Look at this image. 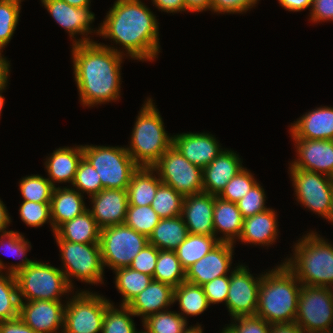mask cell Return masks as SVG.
Listing matches in <instances>:
<instances>
[{"mask_svg":"<svg viewBox=\"0 0 333 333\" xmlns=\"http://www.w3.org/2000/svg\"><path fill=\"white\" fill-rule=\"evenodd\" d=\"M74 80L83 107L120 99L124 52L97 41L72 45Z\"/></svg>","mask_w":333,"mask_h":333,"instance_id":"6da1fadb","label":"cell"},{"mask_svg":"<svg viewBox=\"0 0 333 333\" xmlns=\"http://www.w3.org/2000/svg\"><path fill=\"white\" fill-rule=\"evenodd\" d=\"M65 307L62 301L23 300L20 301L19 318L35 332L62 333Z\"/></svg>","mask_w":333,"mask_h":333,"instance_id":"2e32d148","label":"cell"},{"mask_svg":"<svg viewBox=\"0 0 333 333\" xmlns=\"http://www.w3.org/2000/svg\"><path fill=\"white\" fill-rule=\"evenodd\" d=\"M301 286L283 262L262 273L256 316L269 324L295 322Z\"/></svg>","mask_w":333,"mask_h":333,"instance_id":"3957f363","label":"cell"},{"mask_svg":"<svg viewBox=\"0 0 333 333\" xmlns=\"http://www.w3.org/2000/svg\"><path fill=\"white\" fill-rule=\"evenodd\" d=\"M173 302L179 303L181 310L179 314L184 317L186 321L187 315H200L210 306L202 286L194 285L186 281L174 288ZM183 314L186 315V317L183 316Z\"/></svg>","mask_w":333,"mask_h":333,"instance_id":"d6a6232c","label":"cell"},{"mask_svg":"<svg viewBox=\"0 0 333 333\" xmlns=\"http://www.w3.org/2000/svg\"><path fill=\"white\" fill-rule=\"evenodd\" d=\"M2 248V251L4 249L5 253L6 251L10 253L11 256H20L22 257L20 263L12 264L11 266L7 265L5 266L3 261L0 258V272H2L4 269L6 273H10L15 275L18 271L26 268L28 265L32 264L35 260H30L26 256V253L31 250L32 246L30 241L25 239L24 235L20 232L10 230L5 233L0 234V249ZM6 248V250H5ZM3 251V252H4ZM3 252H1L3 254ZM7 253V255L9 254ZM16 256V257H17ZM17 257V258H18ZM24 257V258H23Z\"/></svg>","mask_w":333,"mask_h":333,"instance_id":"836d02e7","label":"cell"},{"mask_svg":"<svg viewBox=\"0 0 333 333\" xmlns=\"http://www.w3.org/2000/svg\"><path fill=\"white\" fill-rule=\"evenodd\" d=\"M66 300L62 333H102L107 307L112 303L89 290L76 291Z\"/></svg>","mask_w":333,"mask_h":333,"instance_id":"9c48e42d","label":"cell"},{"mask_svg":"<svg viewBox=\"0 0 333 333\" xmlns=\"http://www.w3.org/2000/svg\"><path fill=\"white\" fill-rule=\"evenodd\" d=\"M14 276L20 301H62V295L73 291L63 271L48 262L36 260Z\"/></svg>","mask_w":333,"mask_h":333,"instance_id":"8992f818","label":"cell"},{"mask_svg":"<svg viewBox=\"0 0 333 333\" xmlns=\"http://www.w3.org/2000/svg\"><path fill=\"white\" fill-rule=\"evenodd\" d=\"M256 183L253 174L247 168H243L227 183L218 197L237 203Z\"/></svg>","mask_w":333,"mask_h":333,"instance_id":"f6af8a7d","label":"cell"},{"mask_svg":"<svg viewBox=\"0 0 333 333\" xmlns=\"http://www.w3.org/2000/svg\"><path fill=\"white\" fill-rule=\"evenodd\" d=\"M326 220L328 222L333 223V197H332V202H331V206H330V211L328 213V216H327Z\"/></svg>","mask_w":333,"mask_h":333,"instance_id":"03108f58","label":"cell"},{"mask_svg":"<svg viewBox=\"0 0 333 333\" xmlns=\"http://www.w3.org/2000/svg\"><path fill=\"white\" fill-rule=\"evenodd\" d=\"M292 138L333 140V107L321 106L291 123Z\"/></svg>","mask_w":333,"mask_h":333,"instance_id":"603a6c76","label":"cell"},{"mask_svg":"<svg viewBox=\"0 0 333 333\" xmlns=\"http://www.w3.org/2000/svg\"><path fill=\"white\" fill-rule=\"evenodd\" d=\"M120 309L111 303L103 319L102 333H136L134 320L135 315L126 305H119ZM116 307V308H115Z\"/></svg>","mask_w":333,"mask_h":333,"instance_id":"ab89813d","label":"cell"},{"mask_svg":"<svg viewBox=\"0 0 333 333\" xmlns=\"http://www.w3.org/2000/svg\"><path fill=\"white\" fill-rule=\"evenodd\" d=\"M83 198L84 196L72 186L71 188L68 186L54 187L50 201L53 234L61 224L72 220L88 209Z\"/></svg>","mask_w":333,"mask_h":333,"instance_id":"4316f807","label":"cell"},{"mask_svg":"<svg viewBox=\"0 0 333 333\" xmlns=\"http://www.w3.org/2000/svg\"><path fill=\"white\" fill-rule=\"evenodd\" d=\"M160 220L151 206L128 205L125 224L148 238Z\"/></svg>","mask_w":333,"mask_h":333,"instance_id":"b9f144b4","label":"cell"},{"mask_svg":"<svg viewBox=\"0 0 333 333\" xmlns=\"http://www.w3.org/2000/svg\"><path fill=\"white\" fill-rule=\"evenodd\" d=\"M136 333H150L148 330H146V328H144V331H138V332H136Z\"/></svg>","mask_w":333,"mask_h":333,"instance_id":"a7ac6f4b","label":"cell"},{"mask_svg":"<svg viewBox=\"0 0 333 333\" xmlns=\"http://www.w3.org/2000/svg\"><path fill=\"white\" fill-rule=\"evenodd\" d=\"M115 272V286L122 295L120 305H128L153 280L152 276L133 270L130 267L119 268Z\"/></svg>","mask_w":333,"mask_h":333,"instance_id":"e575fe53","label":"cell"},{"mask_svg":"<svg viewBox=\"0 0 333 333\" xmlns=\"http://www.w3.org/2000/svg\"><path fill=\"white\" fill-rule=\"evenodd\" d=\"M220 333H231L226 327L222 329V332Z\"/></svg>","mask_w":333,"mask_h":333,"instance_id":"003e7915","label":"cell"},{"mask_svg":"<svg viewBox=\"0 0 333 333\" xmlns=\"http://www.w3.org/2000/svg\"><path fill=\"white\" fill-rule=\"evenodd\" d=\"M186 11L203 12L211 10V0H185Z\"/></svg>","mask_w":333,"mask_h":333,"instance_id":"680465c9","label":"cell"},{"mask_svg":"<svg viewBox=\"0 0 333 333\" xmlns=\"http://www.w3.org/2000/svg\"><path fill=\"white\" fill-rule=\"evenodd\" d=\"M83 157L97 171L104 189L127 190L133 173L139 168L126 146L82 145Z\"/></svg>","mask_w":333,"mask_h":333,"instance_id":"52a82bcc","label":"cell"},{"mask_svg":"<svg viewBox=\"0 0 333 333\" xmlns=\"http://www.w3.org/2000/svg\"><path fill=\"white\" fill-rule=\"evenodd\" d=\"M159 249L147 244L133 259L130 268L153 277Z\"/></svg>","mask_w":333,"mask_h":333,"instance_id":"681fc988","label":"cell"},{"mask_svg":"<svg viewBox=\"0 0 333 333\" xmlns=\"http://www.w3.org/2000/svg\"><path fill=\"white\" fill-rule=\"evenodd\" d=\"M50 16L68 32L73 40L72 45L78 43L93 42L88 34L95 33L99 35L98 30L91 29V24L95 19V14L90 11V7H75L62 0H40ZM82 35L83 38L76 39L75 35ZM75 40H74V39Z\"/></svg>","mask_w":333,"mask_h":333,"instance_id":"9a60e30c","label":"cell"},{"mask_svg":"<svg viewBox=\"0 0 333 333\" xmlns=\"http://www.w3.org/2000/svg\"><path fill=\"white\" fill-rule=\"evenodd\" d=\"M229 285L230 275L217 277L212 281L202 285L209 304H218L222 302L226 304Z\"/></svg>","mask_w":333,"mask_h":333,"instance_id":"f907efd6","label":"cell"},{"mask_svg":"<svg viewBox=\"0 0 333 333\" xmlns=\"http://www.w3.org/2000/svg\"><path fill=\"white\" fill-rule=\"evenodd\" d=\"M0 333H38L26 325L19 317L0 321Z\"/></svg>","mask_w":333,"mask_h":333,"instance_id":"db71d44e","label":"cell"},{"mask_svg":"<svg viewBox=\"0 0 333 333\" xmlns=\"http://www.w3.org/2000/svg\"><path fill=\"white\" fill-rule=\"evenodd\" d=\"M174 288L168 284L152 280L150 284L127 305L142 321L149 315L168 310L174 304Z\"/></svg>","mask_w":333,"mask_h":333,"instance_id":"cb8c5ba5","label":"cell"},{"mask_svg":"<svg viewBox=\"0 0 333 333\" xmlns=\"http://www.w3.org/2000/svg\"><path fill=\"white\" fill-rule=\"evenodd\" d=\"M309 11L313 23L333 21V0H313Z\"/></svg>","mask_w":333,"mask_h":333,"instance_id":"f5cc1de1","label":"cell"},{"mask_svg":"<svg viewBox=\"0 0 333 333\" xmlns=\"http://www.w3.org/2000/svg\"><path fill=\"white\" fill-rule=\"evenodd\" d=\"M19 213L21 220L30 227L38 228L45 223H50L51 230L53 229L50 202L23 201Z\"/></svg>","mask_w":333,"mask_h":333,"instance_id":"bcb514c9","label":"cell"},{"mask_svg":"<svg viewBox=\"0 0 333 333\" xmlns=\"http://www.w3.org/2000/svg\"><path fill=\"white\" fill-rule=\"evenodd\" d=\"M83 157L82 145L60 147L53 151L44 162L48 179L55 187L56 183H73L78 164Z\"/></svg>","mask_w":333,"mask_h":333,"instance_id":"484cf974","label":"cell"},{"mask_svg":"<svg viewBox=\"0 0 333 333\" xmlns=\"http://www.w3.org/2000/svg\"><path fill=\"white\" fill-rule=\"evenodd\" d=\"M6 86H7V84L0 87V116H1V113H2L1 111L3 109L4 102H5V98L2 95V93H3V90L7 89Z\"/></svg>","mask_w":333,"mask_h":333,"instance_id":"e7e4bbea","label":"cell"},{"mask_svg":"<svg viewBox=\"0 0 333 333\" xmlns=\"http://www.w3.org/2000/svg\"><path fill=\"white\" fill-rule=\"evenodd\" d=\"M234 247L232 243L220 242L185 271L186 282L202 286L217 277L230 275Z\"/></svg>","mask_w":333,"mask_h":333,"instance_id":"ac0fdd59","label":"cell"},{"mask_svg":"<svg viewBox=\"0 0 333 333\" xmlns=\"http://www.w3.org/2000/svg\"><path fill=\"white\" fill-rule=\"evenodd\" d=\"M137 115L130 145L129 155L139 167H153L160 157L172 146L173 135L169 136L159 110L151 98H147Z\"/></svg>","mask_w":333,"mask_h":333,"instance_id":"5b68a950","label":"cell"},{"mask_svg":"<svg viewBox=\"0 0 333 333\" xmlns=\"http://www.w3.org/2000/svg\"><path fill=\"white\" fill-rule=\"evenodd\" d=\"M72 186L82 195L87 193L88 197L96 195L104 189L97 171L84 157L78 164Z\"/></svg>","mask_w":333,"mask_h":333,"instance_id":"ee69618b","label":"cell"},{"mask_svg":"<svg viewBox=\"0 0 333 333\" xmlns=\"http://www.w3.org/2000/svg\"><path fill=\"white\" fill-rule=\"evenodd\" d=\"M266 194L258 182L249 190L248 194L245 195L237 202V206L243 219L251 217L255 214L266 211L267 206L265 205Z\"/></svg>","mask_w":333,"mask_h":333,"instance_id":"7dc6e473","label":"cell"},{"mask_svg":"<svg viewBox=\"0 0 333 333\" xmlns=\"http://www.w3.org/2000/svg\"><path fill=\"white\" fill-rule=\"evenodd\" d=\"M161 184L160 177L153 167H139L133 173L127 188L129 205L151 206Z\"/></svg>","mask_w":333,"mask_h":333,"instance_id":"f546056e","label":"cell"},{"mask_svg":"<svg viewBox=\"0 0 333 333\" xmlns=\"http://www.w3.org/2000/svg\"><path fill=\"white\" fill-rule=\"evenodd\" d=\"M142 324L150 333H183L188 326L184 317L170 310L149 315Z\"/></svg>","mask_w":333,"mask_h":333,"instance_id":"f35d334b","label":"cell"},{"mask_svg":"<svg viewBox=\"0 0 333 333\" xmlns=\"http://www.w3.org/2000/svg\"><path fill=\"white\" fill-rule=\"evenodd\" d=\"M75 7H91V0H62Z\"/></svg>","mask_w":333,"mask_h":333,"instance_id":"6125c7cd","label":"cell"},{"mask_svg":"<svg viewBox=\"0 0 333 333\" xmlns=\"http://www.w3.org/2000/svg\"><path fill=\"white\" fill-rule=\"evenodd\" d=\"M321 333H333V330L332 331L321 332Z\"/></svg>","mask_w":333,"mask_h":333,"instance_id":"89a4df30","label":"cell"},{"mask_svg":"<svg viewBox=\"0 0 333 333\" xmlns=\"http://www.w3.org/2000/svg\"><path fill=\"white\" fill-rule=\"evenodd\" d=\"M260 0H211V11L219 14L246 13Z\"/></svg>","mask_w":333,"mask_h":333,"instance_id":"816d5d0a","label":"cell"},{"mask_svg":"<svg viewBox=\"0 0 333 333\" xmlns=\"http://www.w3.org/2000/svg\"><path fill=\"white\" fill-rule=\"evenodd\" d=\"M183 333H204L200 324L187 327Z\"/></svg>","mask_w":333,"mask_h":333,"instance_id":"be15d7a7","label":"cell"},{"mask_svg":"<svg viewBox=\"0 0 333 333\" xmlns=\"http://www.w3.org/2000/svg\"><path fill=\"white\" fill-rule=\"evenodd\" d=\"M313 0H278L279 4L286 10L298 12L311 8Z\"/></svg>","mask_w":333,"mask_h":333,"instance_id":"9f6ffc18","label":"cell"},{"mask_svg":"<svg viewBox=\"0 0 333 333\" xmlns=\"http://www.w3.org/2000/svg\"><path fill=\"white\" fill-rule=\"evenodd\" d=\"M56 242L63 264L60 269L72 288H74L73 278L92 285L104 282L100 243L83 244L66 240H56Z\"/></svg>","mask_w":333,"mask_h":333,"instance_id":"ba28073f","label":"cell"},{"mask_svg":"<svg viewBox=\"0 0 333 333\" xmlns=\"http://www.w3.org/2000/svg\"><path fill=\"white\" fill-rule=\"evenodd\" d=\"M3 50H0V87L8 83L10 77V62L2 54Z\"/></svg>","mask_w":333,"mask_h":333,"instance_id":"91938a15","label":"cell"},{"mask_svg":"<svg viewBox=\"0 0 333 333\" xmlns=\"http://www.w3.org/2000/svg\"><path fill=\"white\" fill-rule=\"evenodd\" d=\"M261 279L262 274L254 277L243 264L231 270L225 305L232 318L256 315Z\"/></svg>","mask_w":333,"mask_h":333,"instance_id":"5bb4252c","label":"cell"},{"mask_svg":"<svg viewBox=\"0 0 333 333\" xmlns=\"http://www.w3.org/2000/svg\"><path fill=\"white\" fill-rule=\"evenodd\" d=\"M21 3L0 0V50L10 42L20 18Z\"/></svg>","mask_w":333,"mask_h":333,"instance_id":"7bdbcfd3","label":"cell"},{"mask_svg":"<svg viewBox=\"0 0 333 333\" xmlns=\"http://www.w3.org/2000/svg\"><path fill=\"white\" fill-rule=\"evenodd\" d=\"M297 202L326 219L333 197V178L299 168H289Z\"/></svg>","mask_w":333,"mask_h":333,"instance_id":"4fadbf2b","label":"cell"},{"mask_svg":"<svg viewBox=\"0 0 333 333\" xmlns=\"http://www.w3.org/2000/svg\"><path fill=\"white\" fill-rule=\"evenodd\" d=\"M302 237L283 263L302 285L333 288V244L314 231Z\"/></svg>","mask_w":333,"mask_h":333,"instance_id":"277c9868","label":"cell"},{"mask_svg":"<svg viewBox=\"0 0 333 333\" xmlns=\"http://www.w3.org/2000/svg\"><path fill=\"white\" fill-rule=\"evenodd\" d=\"M241 158L232 150L221 153L202 169L203 192L218 196L227 183L241 170Z\"/></svg>","mask_w":333,"mask_h":333,"instance_id":"7402d4cb","label":"cell"},{"mask_svg":"<svg viewBox=\"0 0 333 333\" xmlns=\"http://www.w3.org/2000/svg\"><path fill=\"white\" fill-rule=\"evenodd\" d=\"M270 333H306L296 322L271 324Z\"/></svg>","mask_w":333,"mask_h":333,"instance_id":"6f0895ef","label":"cell"},{"mask_svg":"<svg viewBox=\"0 0 333 333\" xmlns=\"http://www.w3.org/2000/svg\"><path fill=\"white\" fill-rule=\"evenodd\" d=\"M163 184L184 197L203 192L202 168L190 163L171 146L153 166Z\"/></svg>","mask_w":333,"mask_h":333,"instance_id":"7c38bea8","label":"cell"},{"mask_svg":"<svg viewBox=\"0 0 333 333\" xmlns=\"http://www.w3.org/2000/svg\"><path fill=\"white\" fill-rule=\"evenodd\" d=\"M100 227L87 209L81 215L64 222L54 232L55 240L92 244L100 242Z\"/></svg>","mask_w":333,"mask_h":333,"instance_id":"f1b7e54d","label":"cell"},{"mask_svg":"<svg viewBox=\"0 0 333 333\" xmlns=\"http://www.w3.org/2000/svg\"><path fill=\"white\" fill-rule=\"evenodd\" d=\"M242 225L243 217L237 203L226 201L215 195L213 211L214 236L220 242L235 244L240 237ZM218 232L223 234V236L218 237Z\"/></svg>","mask_w":333,"mask_h":333,"instance_id":"83f0119b","label":"cell"},{"mask_svg":"<svg viewBox=\"0 0 333 333\" xmlns=\"http://www.w3.org/2000/svg\"><path fill=\"white\" fill-rule=\"evenodd\" d=\"M278 220L272 208L243 219L239 241L252 245L270 246L278 237Z\"/></svg>","mask_w":333,"mask_h":333,"instance_id":"d4e9b609","label":"cell"},{"mask_svg":"<svg viewBox=\"0 0 333 333\" xmlns=\"http://www.w3.org/2000/svg\"><path fill=\"white\" fill-rule=\"evenodd\" d=\"M153 280L176 288L186 281V273L182 268L176 252L159 250Z\"/></svg>","mask_w":333,"mask_h":333,"instance_id":"d590c367","label":"cell"},{"mask_svg":"<svg viewBox=\"0 0 333 333\" xmlns=\"http://www.w3.org/2000/svg\"><path fill=\"white\" fill-rule=\"evenodd\" d=\"M19 190L23 201L50 202L54 186L48 178L41 175H30L22 178L19 182Z\"/></svg>","mask_w":333,"mask_h":333,"instance_id":"60d3db41","label":"cell"},{"mask_svg":"<svg viewBox=\"0 0 333 333\" xmlns=\"http://www.w3.org/2000/svg\"><path fill=\"white\" fill-rule=\"evenodd\" d=\"M234 321L226 328L231 333H270L271 324L258 316H240L232 318Z\"/></svg>","mask_w":333,"mask_h":333,"instance_id":"c3c4849f","label":"cell"},{"mask_svg":"<svg viewBox=\"0 0 333 333\" xmlns=\"http://www.w3.org/2000/svg\"><path fill=\"white\" fill-rule=\"evenodd\" d=\"M153 5L161 10V12L167 13H181L186 11L185 0H151Z\"/></svg>","mask_w":333,"mask_h":333,"instance_id":"11a10c76","label":"cell"},{"mask_svg":"<svg viewBox=\"0 0 333 333\" xmlns=\"http://www.w3.org/2000/svg\"><path fill=\"white\" fill-rule=\"evenodd\" d=\"M174 146L190 163L202 169L209 165L223 148L209 133H182L173 136Z\"/></svg>","mask_w":333,"mask_h":333,"instance_id":"ffe728a7","label":"cell"},{"mask_svg":"<svg viewBox=\"0 0 333 333\" xmlns=\"http://www.w3.org/2000/svg\"><path fill=\"white\" fill-rule=\"evenodd\" d=\"M184 196L171 186L161 184L152 201L151 207L161 218H173L182 213Z\"/></svg>","mask_w":333,"mask_h":333,"instance_id":"74e56055","label":"cell"},{"mask_svg":"<svg viewBox=\"0 0 333 333\" xmlns=\"http://www.w3.org/2000/svg\"><path fill=\"white\" fill-rule=\"evenodd\" d=\"M20 300L15 276L0 272V321L19 317Z\"/></svg>","mask_w":333,"mask_h":333,"instance_id":"8d00e7d4","label":"cell"},{"mask_svg":"<svg viewBox=\"0 0 333 333\" xmlns=\"http://www.w3.org/2000/svg\"><path fill=\"white\" fill-rule=\"evenodd\" d=\"M106 14L99 27L101 37L122 46L124 55L133 60L143 62L158 58L159 23L141 0H116Z\"/></svg>","mask_w":333,"mask_h":333,"instance_id":"7a4b0ae2","label":"cell"},{"mask_svg":"<svg viewBox=\"0 0 333 333\" xmlns=\"http://www.w3.org/2000/svg\"><path fill=\"white\" fill-rule=\"evenodd\" d=\"M99 243L104 269L116 270L129 267L149 240L124 223L101 229Z\"/></svg>","mask_w":333,"mask_h":333,"instance_id":"30bf717a","label":"cell"},{"mask_svg":"<svg viewBox=\"0 0 333 333\" xmlns=\"http://www.w3.org/2000/svg\"><path fill=\"white\" fill-rule=\"evenodd\" d=\"M189 234L181 215L161 219L149 236V244L159 250L174 251Z\"/></svg>","mask_w":333,"mask_h":333,"instance_id":"4dcf8cb0","label":"cell"},{"mask_svg":"<svg viewBox=\"0 0 333 333\" xmlns=\"http://www.w3.org/2000/svg\"><path fill=\"white\" fill-rule=\"evenodd\" d=\"M11 223V217L9 216L8 210L0 199V233H5L10 230H7L8 225Z\"/></svg>","mask_w":333,"mask_h":333,"instance_id":"94428289","label":"cell"},{"mask_svg":"<svg viewBox=\"0 0 333 333\" xmlns=\"http://www.w3.org/2000/svg\"><path fill=\"white\" fill-rule=\"evenodd\" d=\"M219 243L220 241L215 236L189 233L174 251L182 268L186 271Z\"/></svg>","mask_w":333,"mask_h":333,"instance_id":"1f68e13d","label":"cell"},{"mask_svg":"<svg viewBox=\"0 0 333 333\" xmlns=\"http://www.w3.org/2000/svg\"><path fill=\"white\" fill-rule=\"evenodd\" d=\"M214 205L215 195L206 192L184 197L181 217L189 233L214 236Z\"/></svg>","mask_w":333,"mask_h":333,"instance_id":"44dd1931","label":"cell"},{"mask_svg":"<svg viewBox=\"0 0 333 333\" xmlns=\"http://www.w3.org/2000/svg\"><path fill=\"white\" fill-rule=\"evenodd\" d=\"M297 158L289 168L317 172L333 178V140L293 138Z\"/></svg>","mask_w":333,"mask_h":333,"instance_id":"e0dca14e","label":"cell"},{"mask_svg":"<svg viewBox=\"0 0 333 333\" xmlns=\"http://www.w3.org/2000/svg\"><path fill=\"white\" fill-rule=\"evenodd\" d=\"M89 198L93 206L88 210L100 229L125 223L129 205L127 190L102 189Z\"/></svg>","mask_w":333,"mask_h":333,"instance_id":"d6986e66","label":"cell"},{"mask_svg":"<svg viewBox=\"0 0 333 333\" xmlns=\"http://www.w3.org/2000/svg\"><path fill=\"white\" fill-rule=\"evenodd\" d=\"M295 322L306 333L333 330V288L302 285Z\"/></svg>","mask_w":333,"mask_h":333,"instance_id":"8fae6325","label":"cell"}]
</instances>
